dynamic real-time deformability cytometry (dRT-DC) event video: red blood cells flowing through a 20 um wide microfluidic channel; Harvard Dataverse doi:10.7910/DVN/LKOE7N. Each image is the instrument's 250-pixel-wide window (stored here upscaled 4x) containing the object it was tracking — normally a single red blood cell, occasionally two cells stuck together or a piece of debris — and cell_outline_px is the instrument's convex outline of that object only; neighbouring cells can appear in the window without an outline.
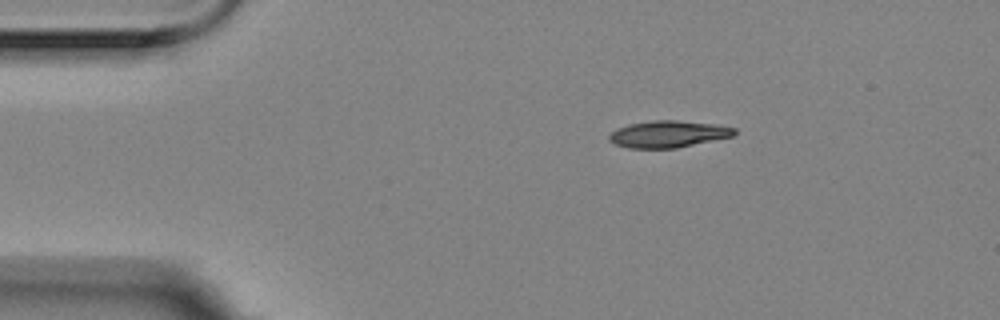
{"species": "Egyptian fruit bat (a non-hibernating species)", "species_latin": "Rousettus aegyptiacus", "temperature_condition": "room temperature", "stored_images_in_passage": 49, "camera_frame_rate_fps": 3000, "um_per_image_px": 0.085, "animal": {"sex": "female"}, "frame": {"image": 1, "passage_image": 1, "time_ms": 0.0, "image_size_px": [1000, 320], "cell_outline_px": [[736, 132], [732, 136], [676, 148], [628, 148], [616, 144], [608, 140], [608, 136], [616, 128], [628, 124], [652, 120], [676, 120], [716, 124], [736, 128]], "centroid_in_image_um": [56.77, 11.39], "position_along_channel_um": 28.2, "area_um2": 19.54}}
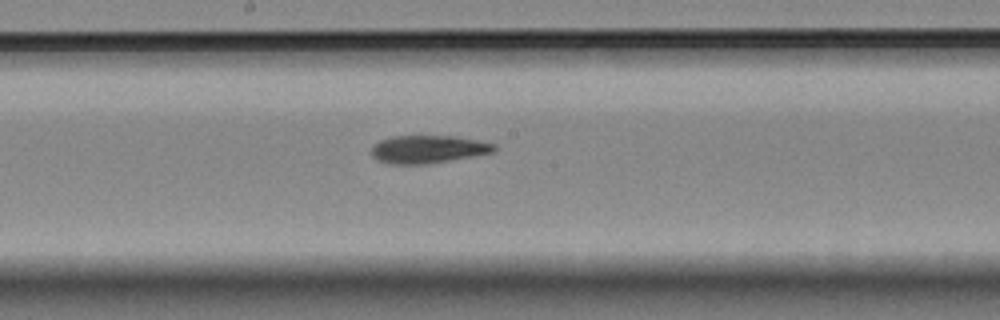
{"frame": {"image": 2, "passage_image": 21, "time_ms": 6.667, "image_size_px": [1000, 320], "cell_outline_px": [[496, 152], [428, 164], [388, 164], [376, 160], [372, 156], [372, 144], [380, 140], [392, 136], [456, 136], [496, 144]], "centroid_in_image_um": [36.37, 12.69], "position_along_channel_um": 211.8, "area_um2": 20.11}}
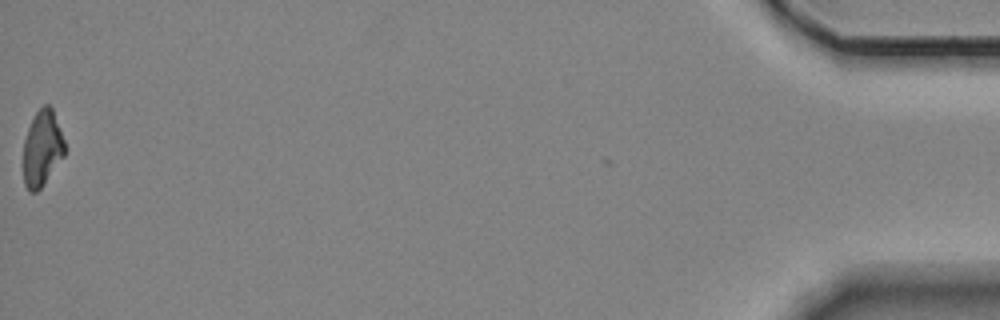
{"frame": {"image": 3, "passage_image": 48, "time_ms": 15.667, "image_size_px": [1000, 320], "cell_outline_px": [[64, 156], [40, 188], [36, 192], [28, 192], [24, 184], [24, 140], [28, 128], [36, 112], [44, 104], [48, 104], [52, 108], [64, 140]], "centroid_in_image_um": [3.57, 12.61], "position_along_channel_um": 431.6, "area_um2": 17.98}, "authors_computed_cell_mechanics": {"area_um2": 19.8832, "velocity_mm_per_s": 3.5276, "shape_relaxation_time_tau1_ms": 7.2947, "shape_relaxation_time_tau2_ms": 6.1368, "deformation_change_tau1": 0.1983, "deformation_change_tau2": 0.1507}}